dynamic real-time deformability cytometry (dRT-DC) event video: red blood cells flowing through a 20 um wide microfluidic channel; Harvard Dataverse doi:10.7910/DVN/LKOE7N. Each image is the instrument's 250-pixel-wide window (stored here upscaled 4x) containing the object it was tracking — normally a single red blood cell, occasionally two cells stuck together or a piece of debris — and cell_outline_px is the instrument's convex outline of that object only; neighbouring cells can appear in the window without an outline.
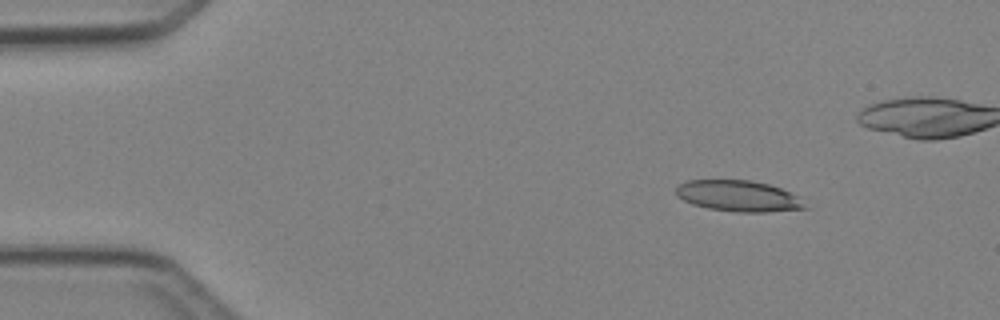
{"species": "Egyptian fruit bat (a non-hibernating species)", "species_latin": "Rousettus aegyptiacus", "temperature_condition": "cold", "stored_images_in_passage": 4, "camera_frame_rate_fps": 3000, "um_per_image_px": 0.085, "animal": {"sex": "female"}, "frame": {"image": 1, "passage_image": 1, "time_ms": 0.0, "image_size_px": [1000, 320], "cell_outline_px": [[808, 208], [768, 212], [736, 212], [708, 208], [692, 204], [676, 196], [676, 188], [680, 184], [688, 180], [752, 180], [768, 184], [780, 188], [796, 196]], "centroid_in_image_um": [62.73, 16.66], "position_along_channel_um": 22.3, "area_um2": 23.12}}